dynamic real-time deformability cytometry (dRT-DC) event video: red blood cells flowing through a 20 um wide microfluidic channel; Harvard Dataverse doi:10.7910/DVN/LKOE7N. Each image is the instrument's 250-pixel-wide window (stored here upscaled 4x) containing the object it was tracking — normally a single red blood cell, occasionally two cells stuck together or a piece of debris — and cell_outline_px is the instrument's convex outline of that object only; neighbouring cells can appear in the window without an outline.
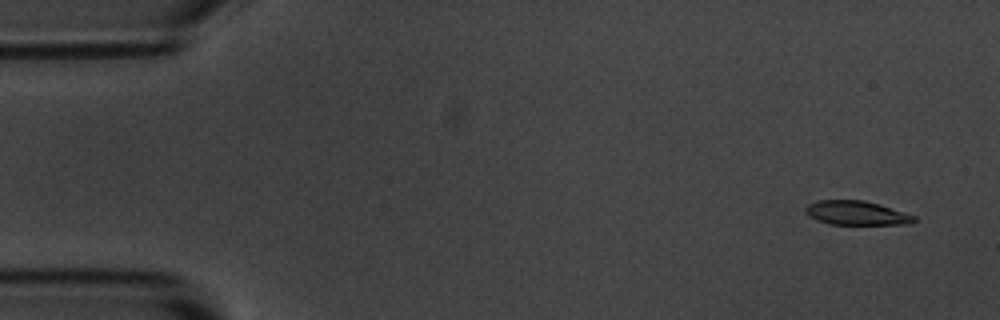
{"species": "common noctule bat (a hibernating species)", "species_latin": "Nyctalus noctula", "temperature_condition": "room temperature", "stored_images_in_passage": 7, "camera_frame_rate_fps": 3000, "um_per_image_px": 0.085, "animal": {"sex": "male", "body_mass_g": 20.1, "forearm_length_mm": 53.5}, "frame": {"image": 1, "passage_image": 1, "time_ms": 0.0, "image_size_px": [1000, 320], "cell_outline_px": [[916, 220], [912, 224], [828, 224], [816, 220], [808, 216], [804, 212], [804, 208], [808, 204], [816, 200], [864, 200], [880, 204], [916, 216]], "centroid_in_image_um": [72.77, 18.1], "position_along_channel_um": 12.2, "area_um2": 15.43}}
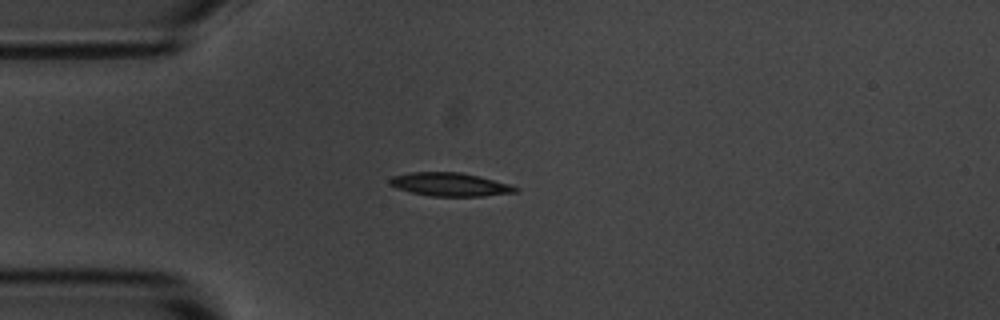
{"frame": {"image": 2, "passage_image": 4, "time_ms": 3.667, "image_size_px": [1000, 320], "cell_outline_px": [[520, 188], [516, 192], [484, 196], [432, 196], [412, 192], [396, 188], [388, 184], [388, 180], [392, 176], [408, 172], [460, 172], [480, 176], [508, 184]], "centroid_in_image_um": [38.21, 15.67], "position_along_channel_um": 46.8, "area_um2": 17.17}}
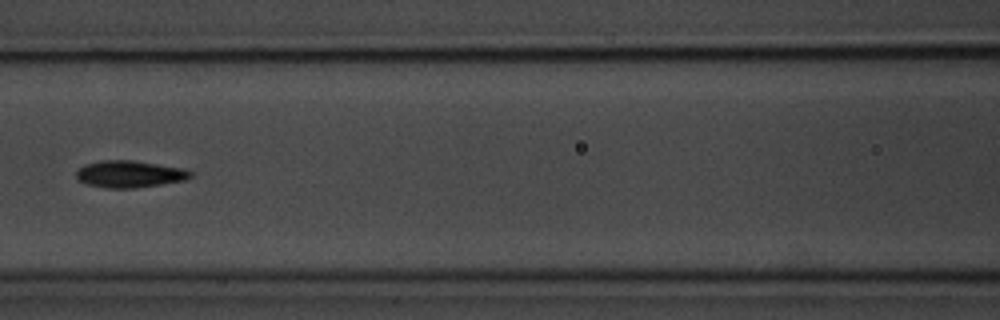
{"frame": {"image": 3, "passage_image": 7, "time_ms": 7.0, "image_size_px": [1000, 320], "cell_outline_px": [[192, 176], [184, 180], [160, 184], [132, 188], [104, 188], [84, 184], [76, 180], [76, 172], [84, 164], [100, 160], [132, 160], [184, 168], [192, 172]], "centroid_in_image_um": [10.95, 14.79], "position_along_channel_um": 155.6, "area_um2": 18.03}}